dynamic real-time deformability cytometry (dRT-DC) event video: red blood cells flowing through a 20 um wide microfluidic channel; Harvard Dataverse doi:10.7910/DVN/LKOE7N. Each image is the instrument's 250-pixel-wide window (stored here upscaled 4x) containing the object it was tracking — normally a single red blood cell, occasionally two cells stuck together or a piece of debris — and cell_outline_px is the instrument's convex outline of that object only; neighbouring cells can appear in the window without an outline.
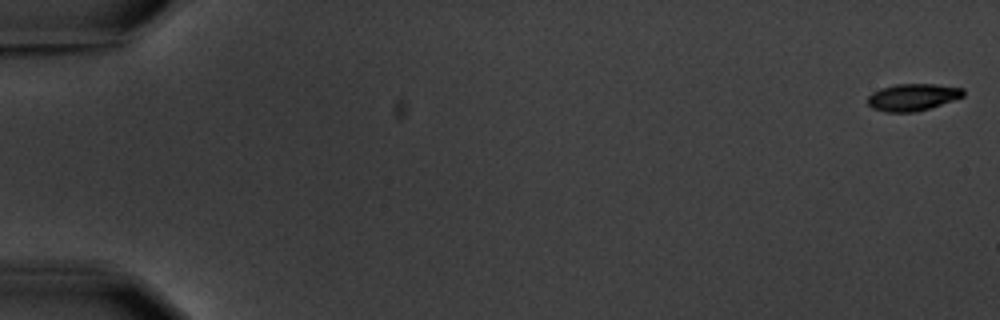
{"species": "common noctule bat (a hibernating species)", "species_latin": "Nyctalus noctula", "temperature_condition": "warm", "stored_images_in_passage": 9, "camera_frame_rate_fps": 3000, "um_per_image_px": 0.085, "animal": {"sex": "male", "body_mass_g": 20.1, "forearm_length_mm": 53.5}, "frame": {"image": 1, "passage_image": 1, "time_ms": 0.0, "image_size_px": [1000, 320], "cell_outline_px": [[964, 96], [916, 112], [888, 112], [872, 108], [868, 104], [868, 96], [872, 92], [896, 84], [936, 84], [964, 88]], "centroid_in_image_um": [77.58, 8.25], "position_along_channel_um": 7.4, "area_um2": 14.85}}